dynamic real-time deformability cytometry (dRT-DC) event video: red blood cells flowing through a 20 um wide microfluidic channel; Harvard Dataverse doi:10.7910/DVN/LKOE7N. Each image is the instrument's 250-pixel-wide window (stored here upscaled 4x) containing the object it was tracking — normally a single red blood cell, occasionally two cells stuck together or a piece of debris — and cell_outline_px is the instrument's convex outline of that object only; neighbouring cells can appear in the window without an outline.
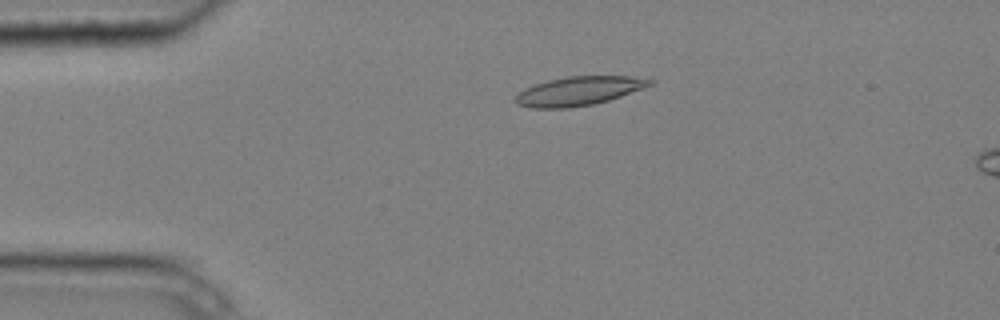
{"species": "common noctule bat (a hibernating species)", "species_latin": "Nyctalus noctula", "temperature_condition": "cold", "stored_images_in_passage": 6, "camera_frame_rate_fps": 3000, "um_per_image_px": 0.085, "animal": {"sex": "male", "body_mass_g": 20.4}, "frame": {"image": 1, "passage_image": 4, "time_ms": 1.0, "image_size_px": [1000, 320], "cell_outline_px": [[656, 80], [652, 84], [644, 88], [608, 100], [592, 104], [568, 108], [532, 108], [516, 104], [512, 100], [524, 88], [548, 80], [568, 76], [628, 76]], "centroid_in_image_um": [49.17, 7.73], "position_along_channel_um": 35.8, "area_um2": 22.54}}